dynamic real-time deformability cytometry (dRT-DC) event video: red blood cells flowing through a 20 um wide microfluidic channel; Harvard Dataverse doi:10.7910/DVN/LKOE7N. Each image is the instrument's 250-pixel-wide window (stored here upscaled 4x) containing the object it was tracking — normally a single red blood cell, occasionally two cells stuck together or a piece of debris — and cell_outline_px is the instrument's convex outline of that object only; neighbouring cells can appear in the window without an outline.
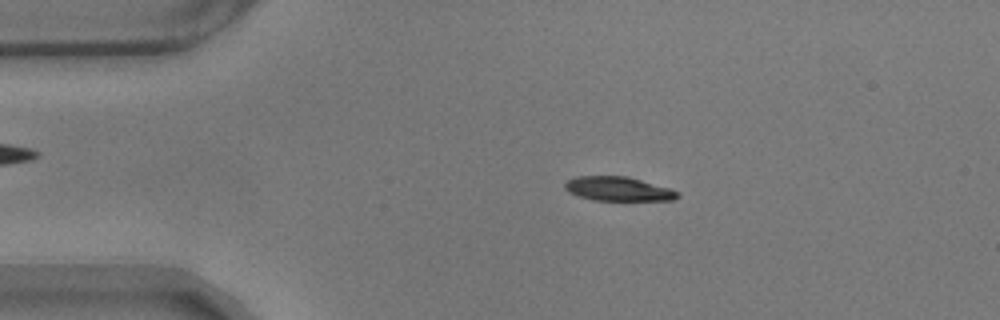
{"species": "common noctule bat (a hibernating species)", "species_latin": "Nyctalus noctula", "temperature_condition": "warm", "stored_images_in_passage": 56, "camera_frame_rate_fps": 3000, "um_per_image_px": 0.085, "animal": {"sex": "male", "body_mass_g": 17.9}, "frame": {"image": 1, "passage_image": 10, "time_ms": 3.0, "image_size_px": [1000, 320], "cell_outline_px": [[680, 196], [672, 200], [592, 200], [568, 192], [564, 188], [564, 184], [568, 180], [576, 176], [628, 176], [668, 188], [680, 192]], "centroid_in_image_um": [52.53, 16.05], "position_along_channel_um": 32.5, "area_um2": 15.78}}
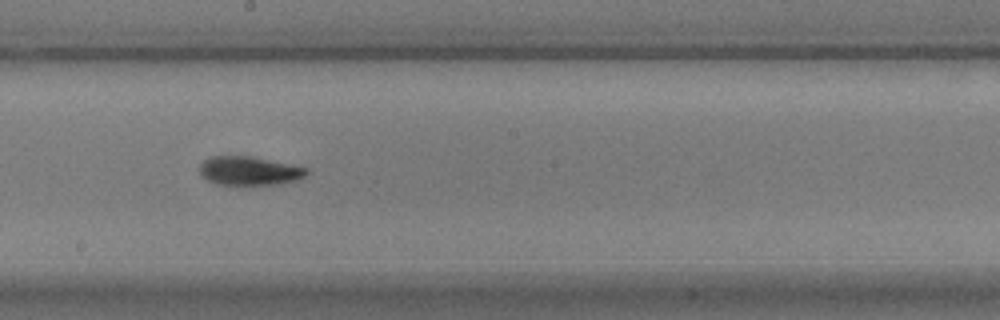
{"frame": {"image": 2, "passage_image": 30, "time_ms": 9.667, "image_size_px": [1000, 320], "cell_outline_px": [[312, 172], [296, 180], [280, 184], [216, 184], [208, 180], [200, 172], [200, 164], [204, 160], [212, 156], [252, 156], [308, 168]], "centroid_in_image_um": [21.23, 14.51], "position_along_channel_um": 227.0, "area_um2": 17.8}}
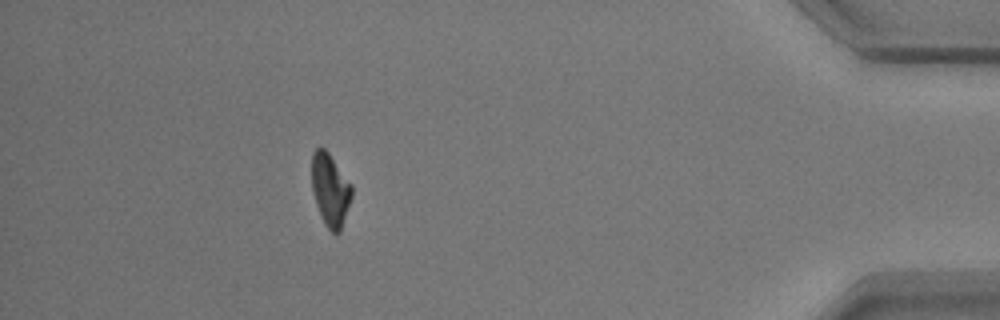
{"frame": {"image": 3, "passage_image": 50, "time_ms": 16.333, "image_size_px": [1000, 320], "cell_outline_px": [[352, 196], [340, 232], [332, 232], [324, 224], [316, 204], [312, 192], [312, 152], [316, 148], [324, 148], [328, 152], [352, 184]], "centroid_in_image_um": [28.07, 16.12], "position_along_channel_um": 407.1, "area_um2": 16.88}, "authors_computed_cell_mechanics": {"area_um2": 17.34, "velocity_mm_per_s": 3.5173, "shape_relaxation_time_tau1_ms": 3.6381, "shape_relaxation_time_tau2_ms": 5.5959, "deformation_change_tau1": 0.147, "deformation_change_tau2": 0.1025}}